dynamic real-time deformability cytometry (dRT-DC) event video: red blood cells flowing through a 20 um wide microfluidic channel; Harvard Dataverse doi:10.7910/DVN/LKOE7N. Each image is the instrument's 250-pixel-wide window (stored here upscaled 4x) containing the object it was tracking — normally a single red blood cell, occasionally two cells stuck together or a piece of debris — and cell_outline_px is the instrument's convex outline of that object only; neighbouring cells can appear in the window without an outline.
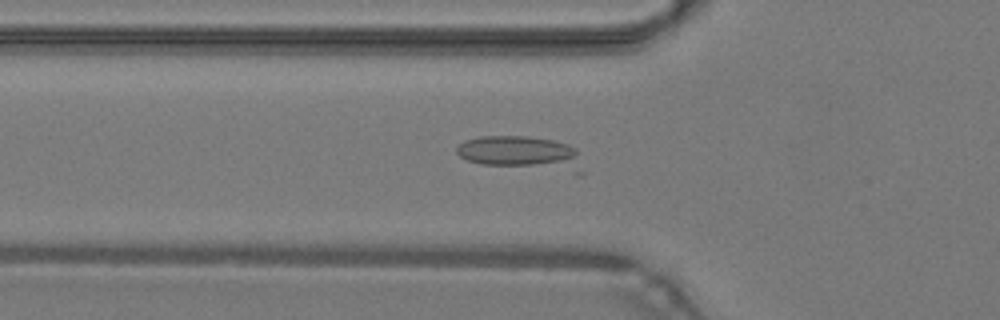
{"species": "common noctule bat (a hibernating species)", "species_latin": "Nyctalus noctula", "temperature_condition": "warm", "stored_images_in_passage": 23, "camera_frame_rate_fps": 3000, "um_per_image_px": 0.085, "animal": {"sex": "male", "body_mass_g": 19.2, "forearm_length_mm": 51.8}, "frame": {"image": 1, "passage_image": 7, "time_ms": 2.0, "image_size_px": [1000, 320], "cell_outline_px": [[584, 172], [580, 176], [576, 176], [480, 164], [468, 160], [460, 156], [456, 152], [456, 148], [464, 140], [480, 136], [528, 136], [552, 140], [568, 144], [576, 148]], "centroid_in_image_um": [44.44, 13.09], "position_along_channel_um": 81.4, "area_um2": 26.18}}
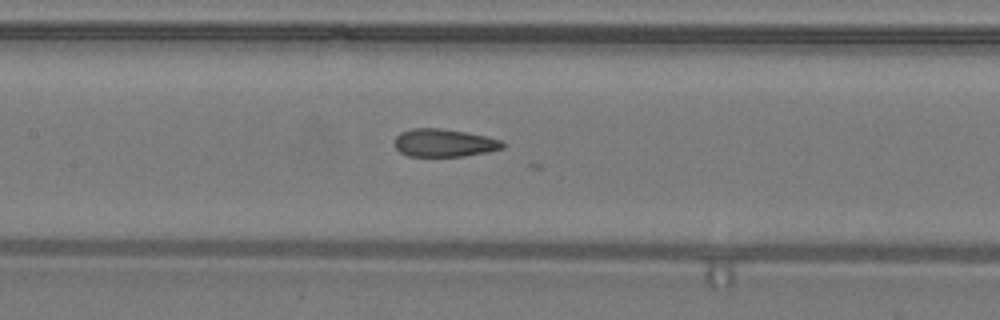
{"frame": {"image": 2, "passage_image": 13, "time_ms": 4.0, "image_size_px": [1000, 320], "cell_outline_px": [[504, 148], [488, 152], [464, 156], [408, 156], [400, 152], [392, 144], [396, 136], [400, 132], [412, 128], [440, 128], [488, 136], [500, 140], [504, 144]], "centroid_in_image_um": [37.72, 12.14], "position_along_channel_um": 169.7, "area_um2": 17.69}}
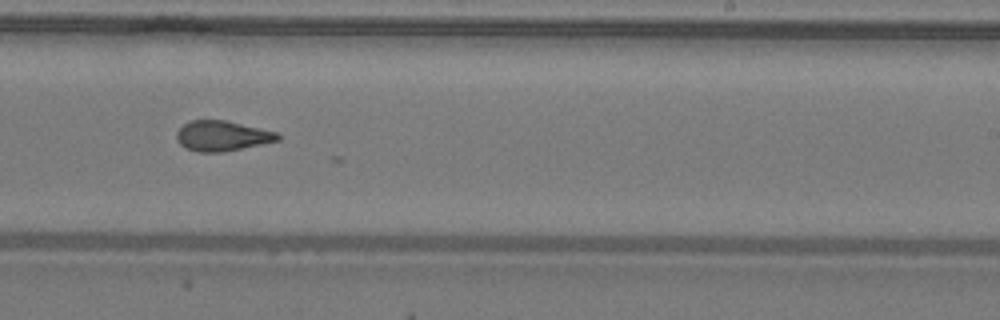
{"frame": {"image": 3, "passage_image": 20, "time_ms": 6.333, "image_size_px": [1000, 320], "cell_outline_px": [[280, 140], [220, 152], [196, 152], [184, 148], [176, 140], [176, 132], [184, 124], [192, 120], [224, 120], [276, 132], [280, 136]], "centroid_in_image_um": [18.82, 11.55], "position_along_channel_um": 270.2, "area_um2": 17.57}}